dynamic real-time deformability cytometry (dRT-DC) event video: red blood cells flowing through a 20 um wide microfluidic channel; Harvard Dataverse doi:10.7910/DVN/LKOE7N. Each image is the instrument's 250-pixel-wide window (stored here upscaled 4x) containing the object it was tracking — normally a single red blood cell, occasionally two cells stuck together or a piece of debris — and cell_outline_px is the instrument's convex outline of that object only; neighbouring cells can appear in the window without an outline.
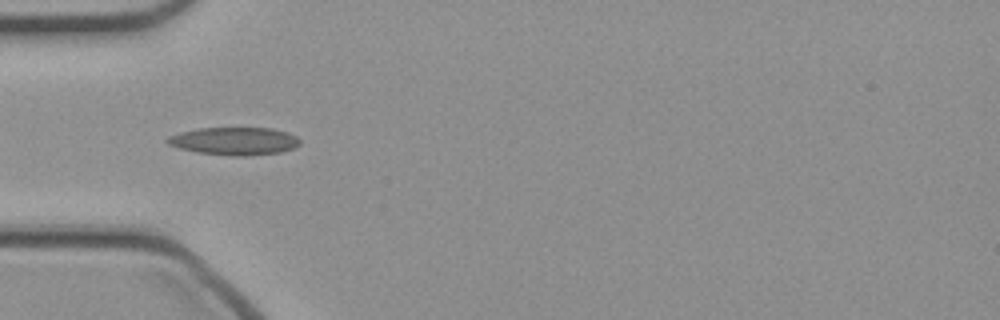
{"species": "common noctule bat (a hibernating species)", "species_latin": "Nyctalus noctula", "temperature_condition": "cold", "stored_images_in_passage": 35, "camera_frame_rate_fps": 3000, "um_per_image_px": 0.085, "animal": {"sex": "female", "body_mass_g": 21.9}, "frame": {"image": 1, "passage_image": 2, "time_ms": 0.333, "image_size_px": [1000, 320], "cell_outline_px": [[300, 144], [292, 148], [280, 152], [244, 156], [232, 156], [196, 152], [180, 148], [168, 144], [164, 140], [168, 136], [180, 132], [200, 128], [272, 128], [288, 132], [296, 136], [300, 140]], "centroid_in_image_um": [19.91, 11.99], "position_along_channel_um": 65.1, "area_um2": 21.44}}
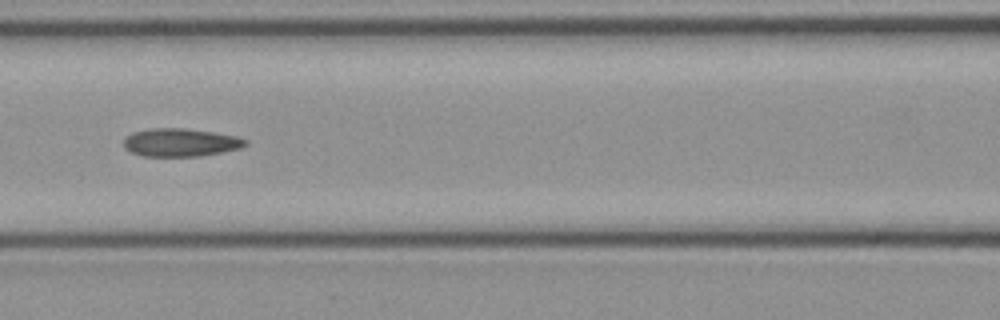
{"frame": {"image": 2, "passage_image": 8, "time_ms": 2.333, "image_size_px": [1000, 320], "cell_outline_px": [[248, 144], [240, 148], [200, 156], [140, 156], [124, 148], [124, 140], [132, 132], [152, 128], [184, 128], [212, 132], [236, 136], [248, 140]], "centroid_in_image_um": [15.34, 12.11], "position_along_channel_um": 151.3, "area_um2": 19.83}}
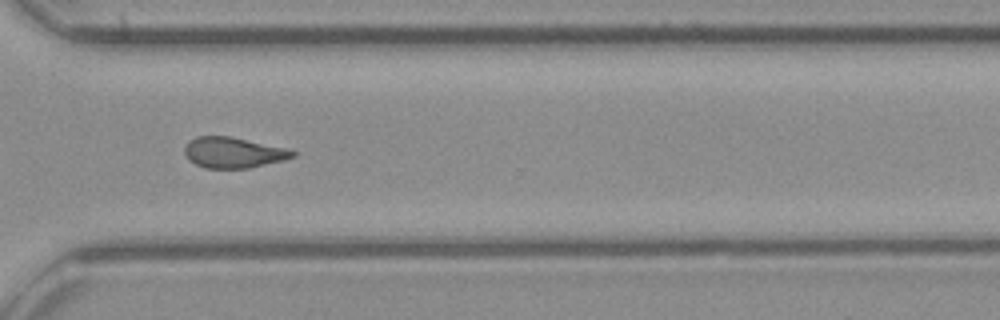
{"frame": {"image": 3, "passage_image": 22, "time_ms": 7.0, "image_size_px": [1000, 320], "cell_outline_px": [[296, 156], [284, 160], [248, 168], [204, 168], [188, 160], [184, 152], [184, 148], [188, 140], [196, 136], [228, 136], [288, 148], [296, 152]], "centroid_in_image_um": [19.82, 12.96], "position_along_channel_um": 350.8, "area_um2": 19.42}}